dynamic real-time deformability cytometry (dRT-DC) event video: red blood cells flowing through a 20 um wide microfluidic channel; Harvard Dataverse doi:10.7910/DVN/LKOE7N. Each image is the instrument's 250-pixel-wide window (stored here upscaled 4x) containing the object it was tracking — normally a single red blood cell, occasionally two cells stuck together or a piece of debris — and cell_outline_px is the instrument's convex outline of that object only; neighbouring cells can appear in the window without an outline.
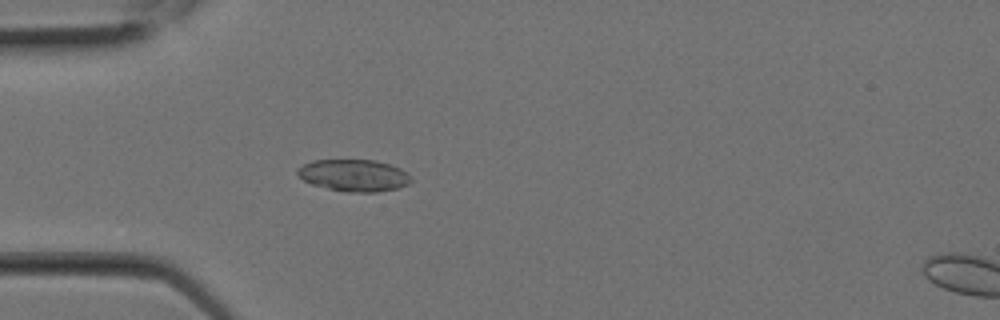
{"species": "Egyptian fruit bat (a non-hibernating species)", "species_latin": "Rousettus aegyptiacus", "temperature_condition": "room temperature", "stored_images_in_passage": 3, "camera_frame_rate_fps": 3000, "um_per_image_px": 0.085, "animal": {"sex": "female"}, "frame": {"image": 1, "passage_image": 2, "time_ms": 0.333, "image_size_px": [1000, 320], "cell_outline_px": [[412, 180], [408, 184], [400, 188], [376, 192], [348, 192], [328, 188], [312, 184], [304, 180], [296, 172], [296, 168], [312, 160], [372, 160], [388, 164], [400, 168]], "centroid_in_image_um": [30.06, 14.91], "position_along_channel_um": 54.9, "area_um2": 20.92}}